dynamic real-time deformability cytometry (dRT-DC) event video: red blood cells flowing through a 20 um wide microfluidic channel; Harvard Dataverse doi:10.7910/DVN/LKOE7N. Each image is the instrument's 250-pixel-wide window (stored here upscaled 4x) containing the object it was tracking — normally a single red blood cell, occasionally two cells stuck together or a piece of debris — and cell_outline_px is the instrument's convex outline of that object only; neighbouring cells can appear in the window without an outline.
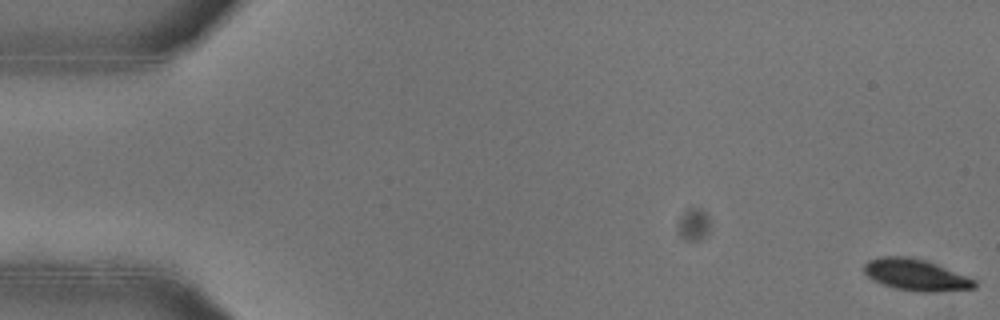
{"species": "common noctule bat (a hibernating species)", "species_latin": "Nyctalus noctula", "temperature_condition": "warm", "stored_images_in_passage": 53, "camera_frame_rate_fps": 3000, "um_per_image_px": 0.085, "animal": {"sex": "female"}, "frame": {"image": 1, "passage_image": 1, "time_ms": 0.0, "image_size_px": [1000, 320], "cell_outline_px": [[976, 288], [936, 292], [916, 292], [896, 288], [872, 280], [864, 272], [864, 264], [868, 260], [880, 256], [908, 256], [924, 260], [936, 264], [976, 280]], "centroid_in_image_um": [77.83, 23.36], "position_along_channel_um": 7.2, "area_um2": 20.23}}
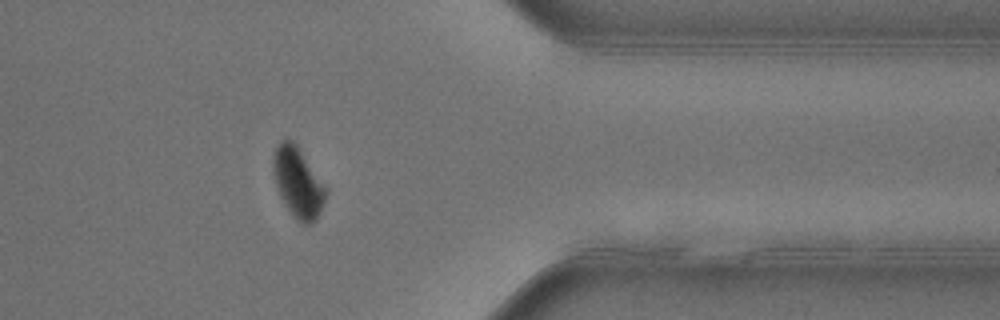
{"frame": {"image": 2, "passage_image": 43, "time_ms": 14.0, "image_size_px": [1000, 320], "cell_outline_px": [[328, 192], [324, 204], [316, 220], [312, 224], [304, 224], [296, 220], [284, 204], [276, 188], [272, 172], [272, 156], [280, 140], [292, 140], [296, 144], [328, 188]], "centroid_in_image_um": [25.33, 15.53], "position_along_channel_um": 386.1, "area_um2": 21.91}}
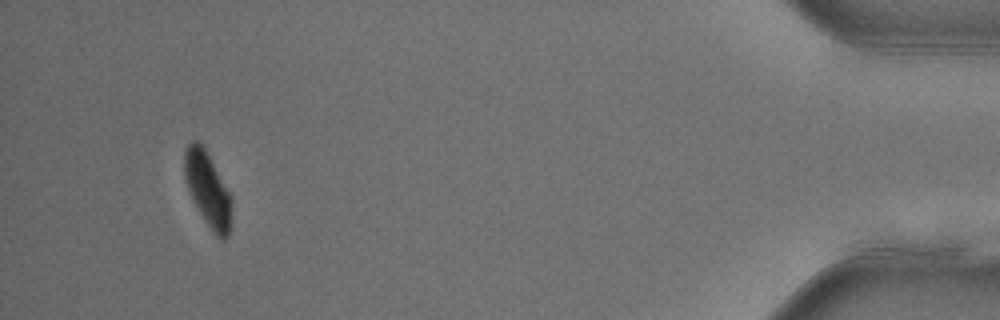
{"frame": {"image": 3, "passage_image": 50, "time_ms": 16.333, "image_size_px": [1000, 320], "cell_outline_px": [[232, 228], [228, 236], [224, 240], [216, 236], [204, 220], [188, 188], [184, 176], [184, 152], [188, 144], [192, 140], [196, 140], [204, 148], [232, 196]], "centroid_in_image_um": [17.7, 16.14], "position_along_channel_um": 417.5, "area_um2": 20.4}, "authors_computed_cell_mechanics": {"area_um2": 22.5998, "velocity_mm_per_s": 3.9405, "shape_relaxation_time_tau1_ms": 3.6822, "shape_relaxation_time_tau2_ms": 5.7109, "deformation_change_tau1": 0.1519, "deformation_change_tau2": 0.0413}}